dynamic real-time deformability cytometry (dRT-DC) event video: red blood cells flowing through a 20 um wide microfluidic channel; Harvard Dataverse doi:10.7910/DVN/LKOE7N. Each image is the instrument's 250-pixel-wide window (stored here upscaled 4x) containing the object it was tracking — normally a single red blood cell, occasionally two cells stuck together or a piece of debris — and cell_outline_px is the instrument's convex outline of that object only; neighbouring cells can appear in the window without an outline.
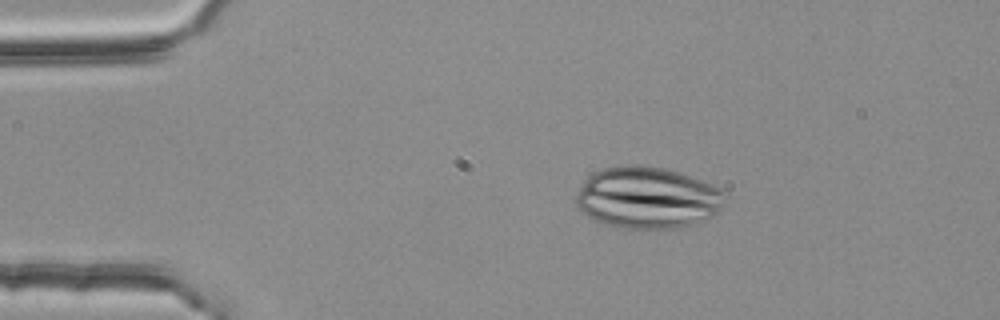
{"species": "common noctule bat (a hibernating species)", "species_latin": "Nyctalus noctula", "temperature_condition": "room temperature", "stored_images_in_passage": 3, "camera_frame_rate_fps": 3000, "um_per_image_px": 0.085, "animal": {"sex": "female", "body_mass_g": 25.1}, "frame": {"image": 1, "passage_image": 2, "time_ms": 0.333, "image_size_px": [1000, 320], "cell_outline_px": [[728, 196], [720, 208], [712, 216], [692, 224], [680, 228], [624, 228], [608, 224], [596, 220], [580, 212], [572, 200], [576, 192], [584, 180], [588, 176], [604, 168], [628, 164], [636, 164], [664, 168], [712, 184], [728, 192]], "centroid_in_image_um": [55.01, 16.8], "position_along_channel_um": 30.0, "area_um2": 53.75}}